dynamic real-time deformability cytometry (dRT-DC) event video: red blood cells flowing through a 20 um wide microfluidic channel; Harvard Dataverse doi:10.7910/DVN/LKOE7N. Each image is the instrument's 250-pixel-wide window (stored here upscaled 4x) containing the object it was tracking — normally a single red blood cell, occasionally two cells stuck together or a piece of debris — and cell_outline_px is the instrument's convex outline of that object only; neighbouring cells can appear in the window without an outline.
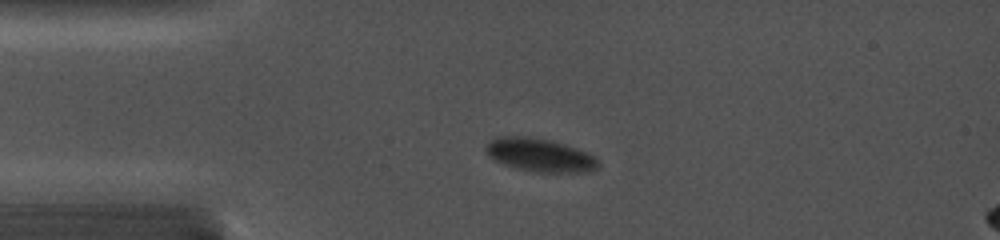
{"species": "common noctule bat (a hibernating species)", "species_latin": "Nyctalus noctula", "temperature_condition": "cold", "stored_images_in_passage": 38, "camera_frame_rate_fps": 5000, "um_per_image_px": 0.085, "animal": {"sex": "female", "body_mass_g": 19.0, "forearm_length_mm": 56.7}, "frame": {"image": 1, "passage_image": 5, "time_ms": 1.6, "image_size_px": [1000, 240], "cell_outline_px": [[600, 164], [596, 168], [588, 172], [536, 172], [516, 168], [504, 164], [488, 156], [484, 152], [484, 148], [488, 140], [496, 136], [528, 136], [552, 140], [588, 152], [596, 156]], "centroid_in_image_um": [45.86, 13.16], "position_along_channel_um": 39.1, "area_um2": 22.14}}
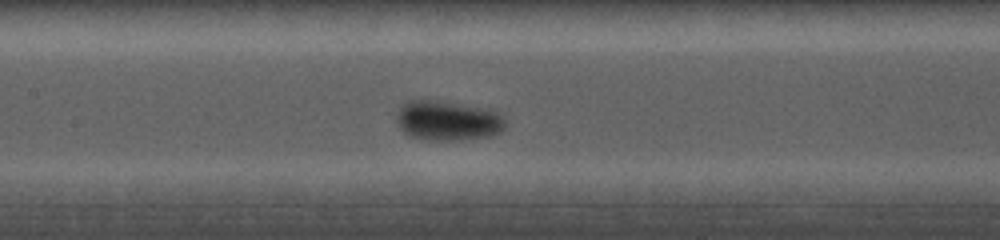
{"frame": {"image": 2, "passage_image": 14, "time_ms": 5.6, "image_size_px": [1000, 240], "cell_outline_px": [[504, 128], [500, 132], [492, 136], [456, 140], [428, 140], [408, 136], [400, 128], [396, 120], [396, 112], [400, 104], [408, 100], [436, 100], [496, 108], [504, 116]], "centroid_in_image_um": [38.08, 10.22], "position_along_channel_um": 169.3, "area_um2": 26.07}}
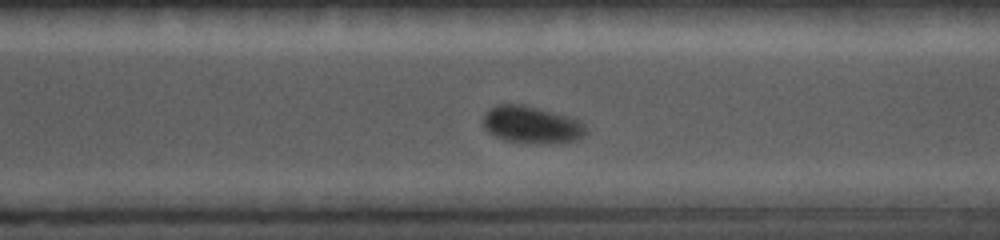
{"frame": {"image": 3, "passage_image": 31, "time_ms": 9.6, "image_size_px": [1000, 240], "cell_outline_px": [[584, 132], [576, 140], [544, 144], [536, 144], [504, 140], [488, 132], [484, 128], [484, 112], [488, 108], [496, 104], [524, 104], [568, 116], [584, 124]], "centroid_in_image_um": [45.11, 10.59], "position_along_channel_um": 325.5, "area_um2": 22.14}}